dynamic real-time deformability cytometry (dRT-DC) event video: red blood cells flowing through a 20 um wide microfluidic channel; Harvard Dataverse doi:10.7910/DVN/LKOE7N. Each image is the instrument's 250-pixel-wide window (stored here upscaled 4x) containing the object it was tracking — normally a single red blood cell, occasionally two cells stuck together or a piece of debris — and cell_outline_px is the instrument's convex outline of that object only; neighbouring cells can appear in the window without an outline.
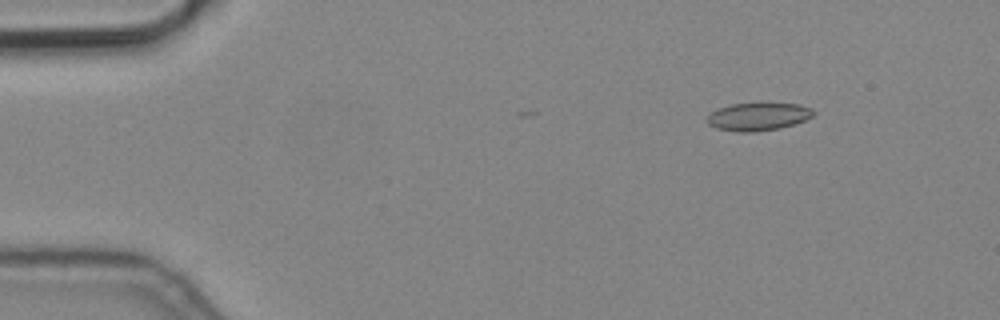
{"species": "common noctule bat (a hibernating species)", "species_latin": "Nyctalus noctula", "temperature_condition": "cold", "stored_images_in_passage": 8, "camera_frame_rate_fps": 3000, "um_per_image_px": 0.085, "animal": {"sex": "male", "body_mass_g": 19.2, "forearm_length_mm": 51.8}, "frame": {"image": 1, "passage_image": 2, "time_ms": 0.333, "image_size_px": [1000, 320], "cell_outline_px": [[816, 112], [812, 116], [804, 120], [780, 128], [752, 132], [740, 132], [716, 128], [708, 124], [708, 116], [712, 112], [720, 108], [732, 104], [800, 104], [812, 108]], "centroid_in_image_um": [64.46, 9.92], "position_along_channel_um": 20.5, "area_um2": 16.88}}
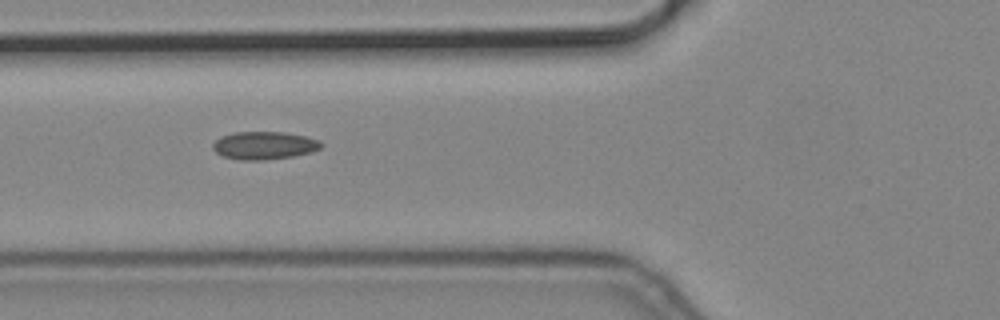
{"frame": {"image": 2, "passage_image": 6, "time_ms": 1.667, "image_size_px": [1000, 320], "cell_outline_px": [[324, 144], [320, 148], [312, 152], [292, 156], [264, 160], [240, 160], [224, 156], [216, 152], [212, 148], [212, 144], [220, 136], [232, 132], [284, 132], [304, 136], [320, 140]], "centroid_in_image_um": [22.45, 12.36], "position_along_channel_um": 103.3, "area_um2": 17.63}}
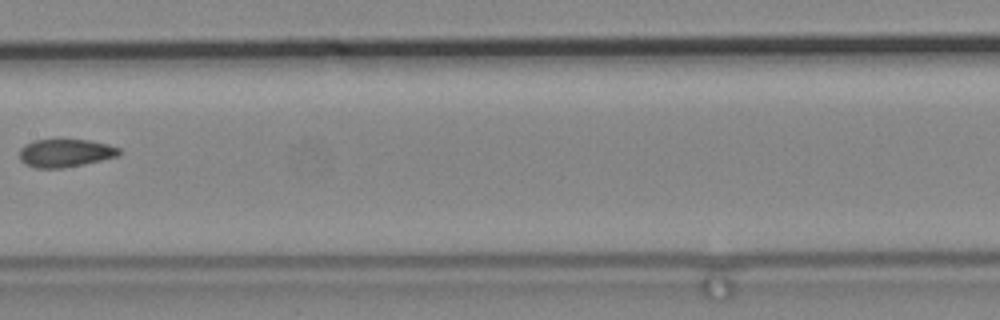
{"frame": {"image": 3, "passage_image": 8, "time_ms": 2.333, "image_size_px": [1000, 320], "cell_outline_px": [[124, 152], [120, 156], [84, 164], [60, 168], [36, 168], [24, 164], [20, 160], [20, 148], [24, 144], [36, 140], [88, 140], [108, 144], [120, 148]], "centroid_in_image_um": [5.59, 13.01], "position_along_channel_um": 201.8, "area_um2": 16.42}}